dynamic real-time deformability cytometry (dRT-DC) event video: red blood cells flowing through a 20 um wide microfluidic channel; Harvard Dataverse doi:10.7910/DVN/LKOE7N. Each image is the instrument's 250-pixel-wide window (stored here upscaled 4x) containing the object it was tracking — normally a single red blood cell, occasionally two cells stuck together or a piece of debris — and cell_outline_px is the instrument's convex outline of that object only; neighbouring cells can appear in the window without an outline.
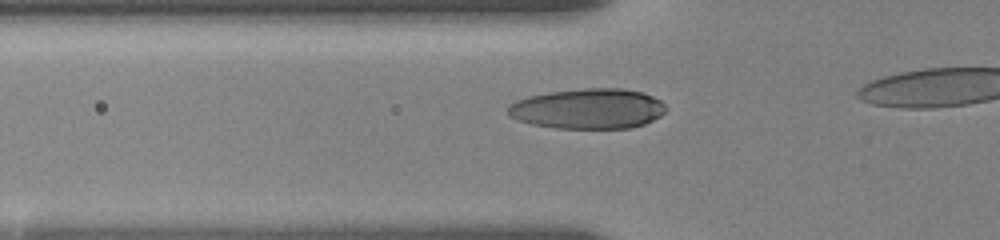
{"species": "human", "species_latin": "Homo sapiens", "temperature_condition": "room temperature", "stored_images_in_passage": 13, "camera_frame_rate_fps": 3000, "um_per_image_px": 0.085, "donor": {"sex": "female"}, "frame": {"image": 1, "passage_image": 8, "time_ms": 4.667, "image_size_px": [1000, 240], "cell_outline_px": [[668, 108], [660, 116], [644, 124], [632, 128], [556, 128], [532, 124], [508, 116], [508, 104], [516, 100], [528, 96], [548, 92], [584, 88], [620, 88], [644, 92], [660, 100]], "centroid_in_image_um": [49.99, 9.23], "position_along_channel_um": 75.8, "area_um2": 37.22}}
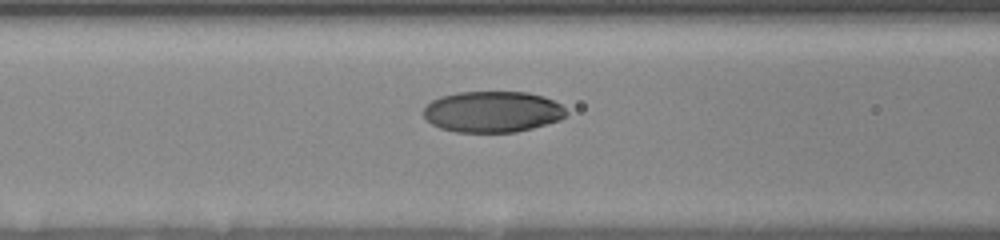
{"frame": {"image": 2, "passage_image": 10, "time_ms": 6.0, "image_size_px": [1000, 240], "cell_outline_px": [[568, 112], [560, 120], [532, 128], [516, 132], [456, 132], [440, 128], [432, 124], [424, 116], [424, 108], [432, 100], [440, 96], [456, 92], [528, 92], [544, 96], [560, 104]], "centroid_in_image_um": [41.86, 9.49], "position_along_channel_um": 124.7, "area_um2": 34.22}}